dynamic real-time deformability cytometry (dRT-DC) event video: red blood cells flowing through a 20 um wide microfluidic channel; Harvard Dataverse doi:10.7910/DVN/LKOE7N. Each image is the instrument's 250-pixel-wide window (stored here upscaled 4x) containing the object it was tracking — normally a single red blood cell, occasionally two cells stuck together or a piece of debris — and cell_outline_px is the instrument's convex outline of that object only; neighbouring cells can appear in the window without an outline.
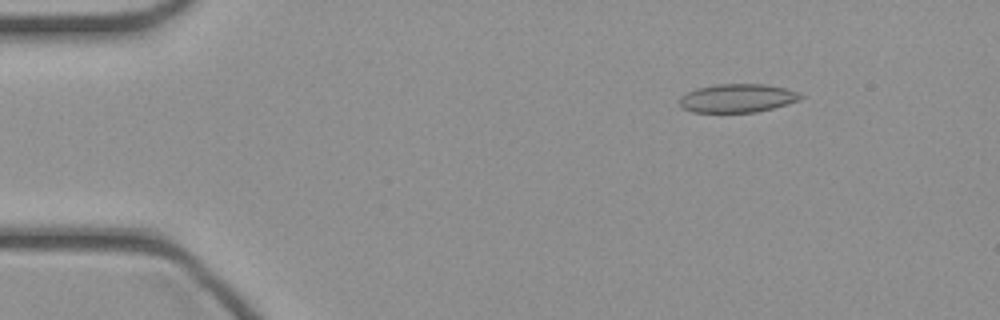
{"species": "common noctule bat (a hibernating species)", "species_latin": "Nyctalus noctula", "temperature_condition": "cold", "stored_images_in_passage": 40, "camera_frame_rate_fps": 3000, "um_per_image_px": 0.085, "animal": {"sex": "female", "body_mass_g": 21.9}, "frame": {"image": 1, "passage_image": 1, "time_ms": 0.0, "image_size_px": [1000, 320], "cell_outline_px": [[804, 96], [800, 100], [788, 104], [756, 112], [692, 112], [684, 108], [680, 104], [680, 96], [696, 88], [716, 84], [764, 84], [784, 88], [796, 92]], "centroid_in_image_um": [62.68, 8.34], "position_along_channel_um": 22.3, "area_um2": 20.0}}
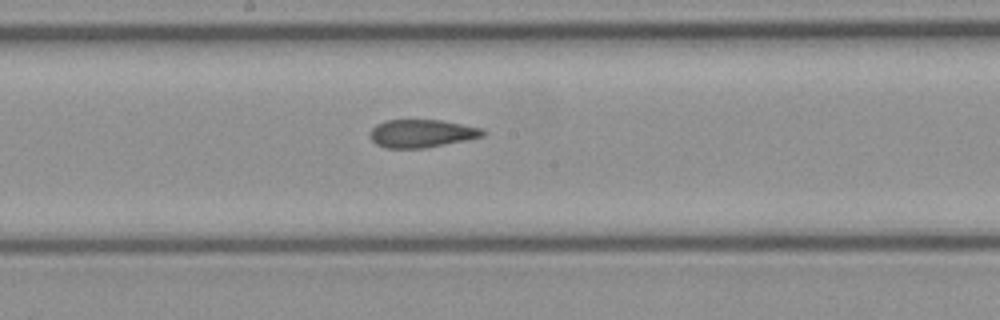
{"frame": {"image": 2, "passage_image": 19, "time_ms": 6.0, "image_size_px": [1000, 320], "cell_outline_px": [[488, 132], [484, 136], [424, 148], [384, 148], [376, 144], [368, 136], [368, 132], [376, 124], [384, 120], [440, 120], [484, 128]], "centroid_in_image_um": [35.82, 11.34], "position_along_channel_um": 212.4, "area_um2": 18.55}}
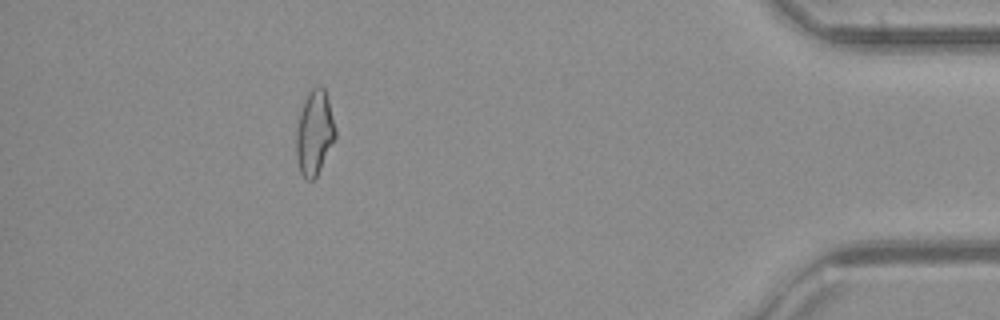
{"frame": {"image": 3, "passage_image": 36, "time_ms": 11.667, "image_size_px": [1000, 320], "cell_outline_px": [[336, 136], [316, 176], [312, 180], [308, 180], [300, 172], [296, 156], [296, 128], [300, 112], [304, 100], [308, 92], [316, 84], [320, 84], [324, 88], [328, 100], [336, 128]], "centroid_in_image_um": [26.72, 11.23], "position_along_channel_um": 408.5, "area_um2": 19.19}}